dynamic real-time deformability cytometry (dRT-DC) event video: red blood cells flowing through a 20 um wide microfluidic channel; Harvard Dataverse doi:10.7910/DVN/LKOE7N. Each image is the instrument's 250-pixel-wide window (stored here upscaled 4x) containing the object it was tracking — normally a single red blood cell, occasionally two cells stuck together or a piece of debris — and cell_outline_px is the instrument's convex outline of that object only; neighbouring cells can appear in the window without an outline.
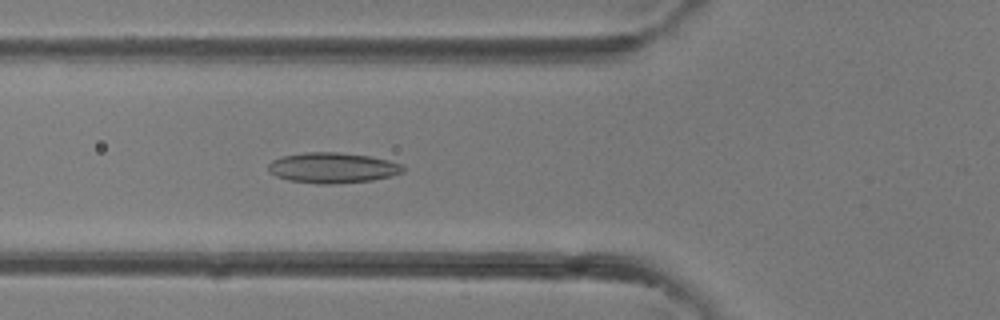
{"species": "common noctule bat (a hibernating species)", "species_latin": "Nyctalus noctula", "temperature_condition": "room temperature", "stored_images_in_passage": 26, "camera_frame_rate_fps": 3000, "um_per_image_px": 0.085, "animal": {"sex": "female"}, "frame": {"image": 1, "passage_image": 6, "time_ms": 1.667, "image_size_px": [1000, 320], "cell_outline_px": [[404, 172], [392, 176], [372, 180], [332, 184], [316, 184], [288, 180], [276, 176], [268, 172], [268, 164], [272, 160], [280, 156], [304, 152], [340, 152], [368, 156], [388, 160], [400, 164], [404, 168]], "centroid_in_image_um": [28.23, 14.26], "position_along_channel_um": 97.6, "area_um2": 24.1}}
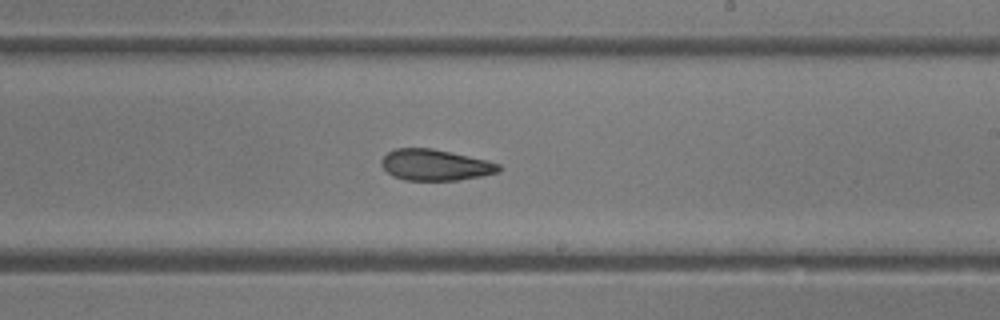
{"frame": {"image": 2, "passage_image": 15, "time_ms": 4.667, "image_size_px": [1000, 320], "cell_outline_px": [[500, 172], [460, 180], [404, 180], [392, 176], [380, 164], [380, 160], [388, 152], [396, 148], [432, 148], [484, 160], [500, 164]], "centroid_in_image_um": [36.95, 14.03], "position_along_channel_um": 252.0, "area_um2": 21.1}}
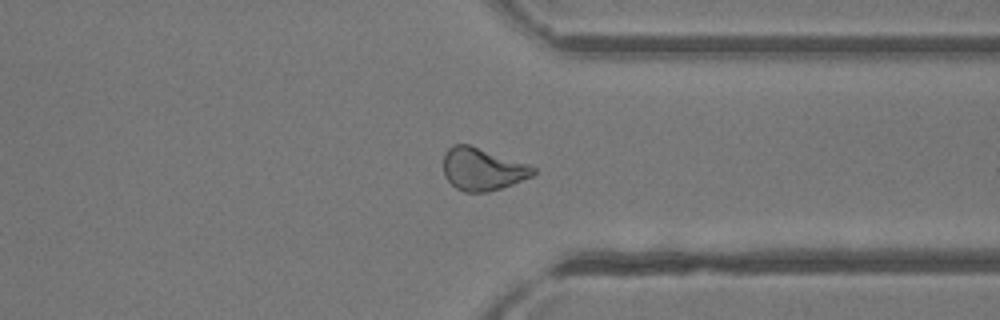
{"frame": {"image": 3, "passage_image": 22, "time_ms": 7.0, "image_size_px": [1000, 320], "cell_outline_px": [[536, 172], [532, 176], [512, 184], [488, 192], [464, 192], [456, 188], [444, 176], [444, 152], [452, 144], [468, 144], [528, 164], [536, 168]], "centroid_in_image_um": [40.99, 14.37], "position_along_channel_um": 370.4, "area_um2": 22.14}}